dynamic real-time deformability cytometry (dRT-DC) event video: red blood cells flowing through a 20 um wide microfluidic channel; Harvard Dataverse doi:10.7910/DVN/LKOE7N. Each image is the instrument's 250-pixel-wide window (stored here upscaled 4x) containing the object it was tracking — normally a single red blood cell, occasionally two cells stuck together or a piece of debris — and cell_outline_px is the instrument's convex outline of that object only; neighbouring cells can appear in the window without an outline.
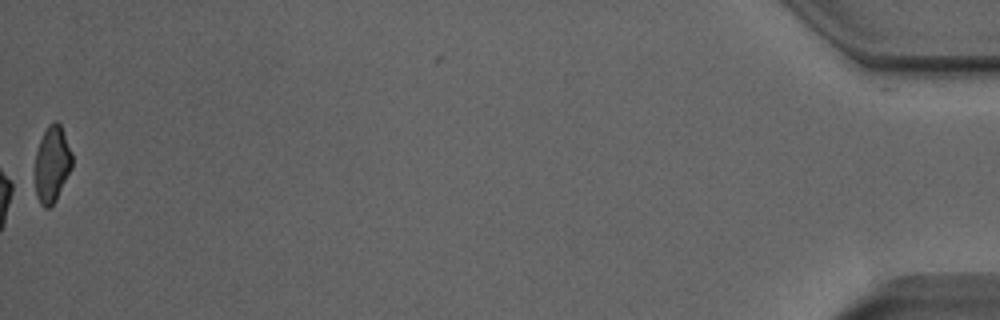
{"species": "Egyptian fruit bat (a non-hibernating species)", "species_latin": "Rousettus aegyptiacus", "temperature_condition": "room temperature", "stored_images_in_passage": 52, "camera_frame_rate_fps": 3000, "um_per_image_px": 0.085, "animal": {"sex": "male"}, "frame": {"image": 1, "passage_image": 52, "time_ms": 17.0, "image_size_px": [1000, 320], "cell_outline_px": [[72, 168], [56, 200], [48, 208], [44, 208], [40, 204], [36, 196], [36, 152], [40, 140], [48, 124], [56, 120], [60, 124], [64, 132], [72, 152]], "centroid_in_image_um": [4.44, 13.95], "position_along_channel_um": 430.8, "area_um2": 16.47}, "authors_computed_cell_mechanics": {"area_um2": 19.4497, "velocity_mm_per_s": 3.9494, "shape_relaxation_time_tau1_ms": 7.2709, "shape_relaxation_time_tau2_ms": 1.9963, "deformation_change_tau1": 0.1571, "deformation_change_tau2": 0.0836}}